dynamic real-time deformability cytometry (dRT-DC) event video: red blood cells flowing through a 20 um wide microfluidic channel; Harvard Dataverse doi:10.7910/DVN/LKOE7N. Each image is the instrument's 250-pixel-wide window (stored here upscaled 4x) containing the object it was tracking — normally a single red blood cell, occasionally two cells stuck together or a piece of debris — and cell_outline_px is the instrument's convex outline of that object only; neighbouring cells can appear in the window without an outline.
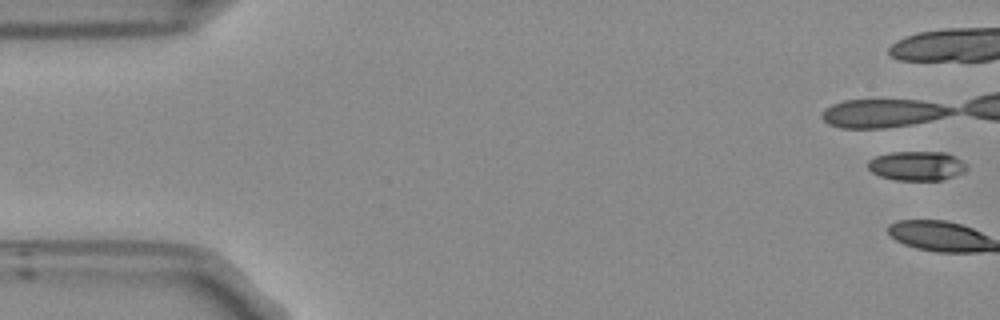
{"species": "Egyptian fruit bat (a non-hibernating species)", "species_latin": "Rousettus aegyptiacus", "temperature_condition": "room temperature", "stored_images_in_passage": 2, "camera_frame_rate_fps": 3000, "um_per_image_px": 0.085, "frame": {"image": 1, "passage_image": 1, "time_ms": 0.0, "image_size_px": [1000, 320], "cell_outline_px": [[968, 168], [964, 172], [940, 180], [896, 180], [880, 176], [872, 172], [868, 168], [868, 160], [876, 156], [892, 152], [948, 152], [968, 164]], "centroid_in_image_um": [77.94, 14.09], "position_along_channel_um": 7.1, "area_um2": 16.94}}